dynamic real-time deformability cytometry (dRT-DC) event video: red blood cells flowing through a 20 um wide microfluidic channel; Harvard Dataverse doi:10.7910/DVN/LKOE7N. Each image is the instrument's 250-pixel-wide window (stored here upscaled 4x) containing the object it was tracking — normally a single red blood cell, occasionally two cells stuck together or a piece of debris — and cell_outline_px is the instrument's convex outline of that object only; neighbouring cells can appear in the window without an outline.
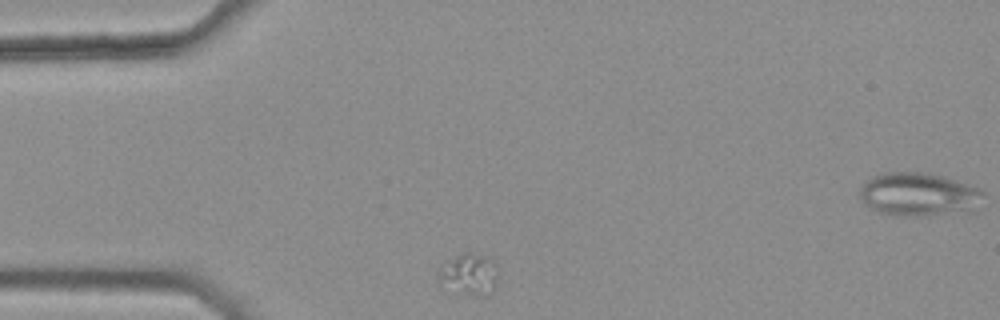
{"species": "common noctule bat (a hibernating species)", "species_latin": "Nyctalus noctula", "temperature_condition": "warm", "stored_images_in_passage": 31, "camera_frame_rate_fps": 3000, "um_per_image_px": 0.085, "animal": {"sex": "female", "body_mass_g": 25.1}, "frame": {"image": 1, "passage_image": 1, "time_ms": 0.0, "image_size_px": [1000, 320], "cell_outline_px": [[496, 280], [492, 292], [484, 296], [480, 296], [444, 288], [440, 276], [440, 268], [464, 252], [468, 252], [488, 256], [496, 264]], "centroid_in_image_um": [39.94, 23.32], "position_along_channel_um": 45.1, "area_um2": 13.81}}